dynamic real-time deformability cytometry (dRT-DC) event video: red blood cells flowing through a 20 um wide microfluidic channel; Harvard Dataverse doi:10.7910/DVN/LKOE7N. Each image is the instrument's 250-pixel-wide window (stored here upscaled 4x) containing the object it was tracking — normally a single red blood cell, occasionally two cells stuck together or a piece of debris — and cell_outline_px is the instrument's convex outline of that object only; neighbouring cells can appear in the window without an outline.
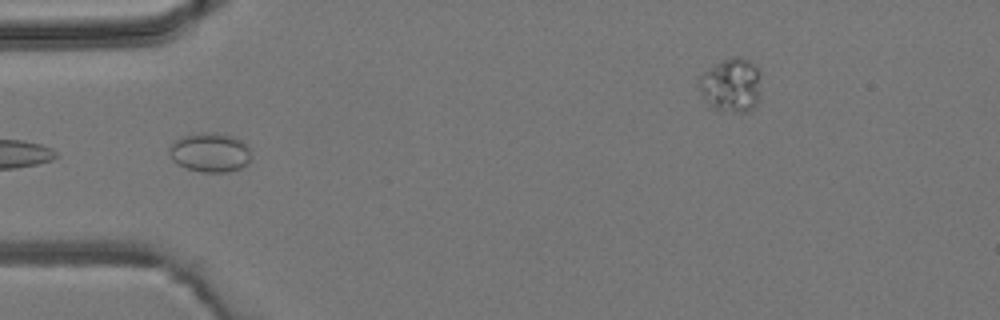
{"species": "common noctule bat (a hibernating species)", "species_latin": "Nyctalus noctula", "temperature_condition": "room temperature", "stored_images_in_passage": 3, "camera_frame_rate_fps": 3000, "um_per_image_px": 0.085, "animal": {"sex": "male", "body_mass_g": 19.2, "forearm_length_mm": 51.8}, "frame": {"image": 1, "passage_image": 2, "time_ms": 1.333, "image_size_px": [1000, 320], "cell_outline_px": [[252, 156], [248, 164], [240, 168], [228, 172], [200, 172], [176, 164], [172, 160], [168, 152], [168, 148], [180, 136], [200, 132], [216, 132], [232, 136], [248, 144]], "centroid_in_image_um": [17.86, 12.95], "position_along_channel_um": 67.1, "area_um2": 19.13}}
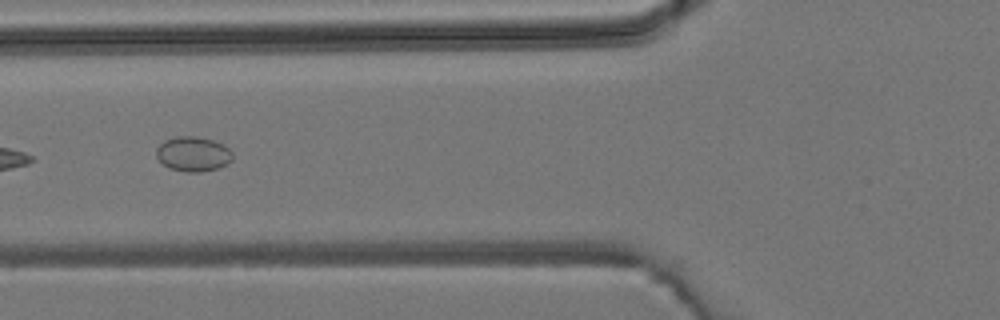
{"frame": {"image": 2, "passage_image": 3, "time_ms": 2.333, "image_size_px": [1000, 320], "cell_outline_px": [[232, 160], [228, 164], [220, 168], [200, 172], [184, 172], [168, 168], [156, 156], [156, 148], [164, 140], [176, 136], [196, 136], [212, 140], [224, 144], [232, 152]], "centroid_in_image_um": [16.42, 13.09], "position_along_channel_um": 109.4, "area_um2": 15.66}}